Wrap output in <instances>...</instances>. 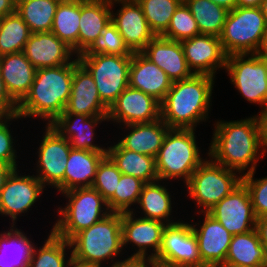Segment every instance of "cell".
Masks as SVG:
<instances>
[{
    "instance_id": "38",
    "label": "cell",
    "mask_w": 267,
    "mask_h": 267,
    "mask_svg": "<svg viewBox=\"0 0 267 267\" xmlns=\"http://www.w3.org/2000/svg\"><path fill=\"white\" fill-rule=\"evenodd\" d=\"M151 31L155 36H162L170 25L175 10L183 0H136Z\"/></svg>"
},
{
    "instance_id": "2",
    "label": "cell",
    "mask_w": 267,
    "mask_h": 267,
    "mask_svg": "<svg viewBox=\"0 0 267 267\" xmlns=\"http://www.w3.org/2000/svg\"><path fill=\"white\" fill-rule=\"evenodd\" d=\"M215 77L194 74L174 81L160 102V118L169 128L195 129L210 118ZM211 109V110H210Z\"/></svg>"
},
{
    "instance_id": "9",
    "label": "cell",
    "mask_w": 267,
    "mask_h": 267,
    "mask_svg": "<svg viewBox=\"0 0 267 267\" xmlns=\"http://www.w3.org/2000/svg\"><path fill=\"white\" fill-rule=\"evenodd\" d=\"M77 58L92 75L101 101L109 108L129 86L132 55L80 54Z\"/></svg>"
},
{
    "instance_id": "26",
    "label": "cell",
    "mask_w": 267,
    "mask_h": 267,
    "mask_svg": "<svg viewBox=\"0 0 267 267\" xmlns=\"http://www.w3.org/2000/svg\"><path fill=\"white\" fill-rule=\"evenodd\" d=\"M36 68L23 52L0 56V72L10 97L19 104L30 91Z\"/></svg>"
},
{
    "instance_id": "50",
    "label": "cell",
    "mask_w": 267,
    "mask_h": 267,
    "mask_svg": "<svg viewBox=\"0 0 267 267\" xmlns=\"http://www.w3.org/2000/svg\"><path fill=\"white\" fill-rule=\"evenodd\" d=\"M14 169V167L0 162V192L4 187L8 176Z\"/></svg>"
},
{
    "instance_id": "23",
    "label": "cell",
    "mask_w": 267,
    "mask_h": 267,
    "mask_svg": "<svg viewBox=\"0 0 267 267\" xmlns=\"http://www.w3.org/2000/svg\"><path fill=\"white\" fill-rule=\"evenodd\" d=\"M141 53L162 69L173 82L194 75L188 67L181 42L155 36Z\"/></svg>"
},
{
    "instance_id": "24",
    "label": "cell",
    "mask_w": 267,
    "mask_h": 267,
    "mask_svg": "<svg viewBox=\"0 0 267 267\" xmlns=\"http://www.w3.org/2000/svg\"><path fill=\"white\" fill-rule=\"evenodd\" d=\"M173 81L141 52H133L129 69V87L141 90L161 102Z\"/></svg>"
},
{
    "instance_id": "45",
    "label": "cell",
    "mask_w": 267,
    "mask_h": 267,
    "mask_svg": "<svg viewBox=\"0 0 267 267\" xmlns=\"http://www.w3.org/2000/svg\"><path fill=\"white\" fill-rule=\"evenodd\" d=\"M18 104L8 94L0 72V116L17 114Z\"/></svg>"
},
{
    "instance_id": "11",
    "label": "cell",
    "mask_w": 267,
    "mask_h": 267,
    "mask_svg": "<svg viewBox=\"0 0 267 267\" xmlns=\"http://www.w3.org/2000/svg\"><path fill=\"white\" fill-rule=\"evenodd\" d=\"M44 131L35 153L38 154L35 176L45 187L51 186L49 188H54L61 194L64 193V173L72 147L50 125H45Z\"/></svg>"
},
{
    "instance_id": "44",
    "label": "cell",
    "mask_w": 267,
    "mask_h": 267,
    "mask_svg": "<svg viewBox=\"0 0 267 267\" xmlns=\"http://www.w3.org/2000/svg\"><path fill=\"white\" fill-rule=\"evenodd\" d=\"M256 171L242 176V183L247 187L256 218L267 215V176L255 178Z\"/></svg>"
},
{
    "instance_id": "41",
    "label": "cell",
    "mask_w": 267,
    "mask_h": 267,
    "mask_svg": "<svg viewBox=\"0 0 267 267\" xmlns=\"http://www.w3.org/2000/svg\"><path fill=\"white\" fill-rule=\"evenodd\" d=\"M81 54L132 55L116 26L110 22L93 44Z\"/></svg>"
},
{
    "instance_id": "36",
    "label": "cell",
    "mask_w": 267,
    "mask_h": 267,
    "mask_svg": "<svg viewBox=\"0 0 267 267\" xmlns=\"http://www.w3.org/2000/svg\"><path fill=\"white\" fill-rule=\"evenodd\" d=\"M192 13L200 34L220 36L228 10L210 0H183Z\"/></svg>"
},
{
    "instance_id": "29",
    "label": "cell",
    "mask_w": 267,
    "mask_h": 267,
    "mask_svg": "<svg viewBox=\"0 0 267 267\" xmlns=\"http://www.w3.org/2000/svg\"><path fill=\"white\" fill-rule=\"evenodd\" d=\"M107 152L71 149L64 173V192L91 187L100 161Z\"/></svg>"
},
{
    "instance_id": "48",
    "label": "cell",
    "mask_w": 267,
    "mask_h": 267,
    "mask_svg": "<svg viewBox=\"0 0 267 267\" xmlns=\"http://www.w3.org/2000/svg\"><path fill=\"white\" fill-rule=\"evenodd\" d=\"M16 11V4L12 0H0V18Z\"/></svg>"
},
{
    "instance_id": "51",
    "label": "cell",
    "mask_w": 267,
    "mask_h": 267,
    "mask_svg": "<svg viewBox=\"0 0 267 267\" xmlns=\"http://www.w3.org/2000/svg\"><path fill=\"white\" fill-rule=\"evenodd\" d=\"M255 54L262 59H267V29L264 35L262 36L260 46Z\"/></svg>"
},
{
    "instance_id": "52",
    "label": "cell",
    "mask_w": 267,
    "mask_h": 267,
    "mask_svg": "<svg viewBox=\"0 0 267 267\" xmlns=\"http://www.w3.org/2000/svg\"><path fill=\"white\" fill-rule=\"evenodd\" d=\"M219 6L226 8L228 11L237 7V0H210Z\"/></svg>"
},
{
    "instance_id": "18",
    "label": "cell",
    "mask_w": 267,
    "mask_h": 267,
    "mask_svg": "<svg viewBox=\"0 0 267 267\" xmlns=\"http://www.w3.org/2000/svg\"><path fill=\"white\" fill-rule=\"evenodd\" d=\"M201 214L204 215L203 222L199 220L198 223H193V217V221L191 220L201 260L206 267H221L225 264L233 235L207 212Z\"/></svg>"
},
{
    "instance_id": "16",
    "label": "cell",
    "mask_w": 267,
    "mask_h": 267,
    "mask_svg": "<svg viewBox=\"0 0 267 267\" xmlns=\"http://www.w3.org/2000/svg\"><path fill=\"white\" fill-rule=\"evenodd\" d=\"M107 119L114 125L119 123V127L154 122L160 119V102L128 86L108 108Z\"/></svg>"
},
{
    "instance_id": "47",
    "label": "cell",
    "mask_w": 267,
    "mask_h": 267,
    "mask_svg": "<svg viewBox=\"0 0 267 267\" xmlns=\"http://www.w3.org/2000/svg\"><path fill=\"white\" fill-rule=\"evenodd\" d=\"M255 229L267 253V215L257 218Z\"/></svg>"
},
{
    "instance_id": "49",
    "label": "cell",
    "mask_w": 267,
    "mask_h": 267,
    "mask_svg": "<svg viewBox=\"0 0 267 267\" xmlns=\"http://www.w3.org/2000/svg\"><path fill=\"white\" fill-rule=\"evenodd\" d=\"M110 267H155V263L153 261L128 260L120 265Z\"/></svg>"
},
{
    "instance_id": "37",
    "label": "cell",
    "mask_w": 267,
    "mask_h": 267,
    "mask_svg": "<svg viewBox=\"0 0 267 267\" xmlns=\"http://www.w3.org/2000/svg\"><path fill=\"white\" fill-rule=\"evenodd\" d=\"M31 34L17 11L3 17L0 26V56L23 52Z\"/></svg>"
},
{
    "instance_id": "13",
    "label": "cell",
    "mask_w": 267,
    "mask_h": 267,
    "mask_svg": "<svg viewBox=\"0 0 267 267\" xmlns=\"http://www.w3.org/2000/svg\"><path fill=\"white\" fill-rule=\"evenodd\" d=\"M154 263L206 267L201 260L191 221L166 224Z\"/></svg>"
},
{
    "instance_id": "42",
    "label": "cell",
    "mask_w": 267,
    "mask_h": 267,
    "mask_svg": "<svg viewBox=\"0 0 267 267\" xmlns=\"http://www.w3.org/2000/svg\"><path fill=\"white\" fill-rule=\"evenodd\" d=\"M121 174L116 164L106 155L98 165L91 187L96 189L108 201L114 195Z\"/></svg>"
},
{
    "instance_id": "12",
    "label": "cell",
    "mask_w": 267,
    "mask_h": 267,
    "mask_svg": "<svg viewBox=\"0 0 267 267\" xmlns=\"http://www.w3.org/2000/svg\"><path fill=\"white\" fill-rule=\"evenodd\" d=\"M21 174L18 168L14 169L0 192V215L9 217L10 227L17 226L18 217L29 213L47 188L34 174Z\"/></svg>"
},
{
    "instance_id": "39",
    "label": "cell",
    "mask_w": 267,
    "mask_h": 267,
    "mask_svg": "<svg viewBox=\"0 0 267 267\" xmlns=\"http://www.w3.org/2000/svg\"><path fill=\"white\" fill-rule=\"evenodd\" d=\"M145 182L131 175L121 174L114 195L107 201L111 212H131V206L137 205Z\"/></svg>"
},
{
    "instance_id": "35",
    "label": "cell",
    "mask_w": 267,
    "mask_h": 267,
    "mask_svg": "<svg viewBox=\"0 0 267 267\" xmlns=\"http://www.w3.org/2000/svg\"><path fill=\"white\" fill-rule=\"evenodd\" d=\"M60 1L22 0L16 5V11L27 24L31 33L49 32Z\"/></svg>"
},
{
    "instance_id": "55",
    "label": "cell",
    "mask_w": 267,
    "mask_h": 267,
    "mask_svg": "<svg viewBox=\"0 0 267 267\" xmlns=\"http://www.w3.org/2000/svg\"><path fill=\"white\" fill-rule=\"evenodd\" d=\"M155 267H196V266H185V265H172L165 263H155Z\"/></svg>"
},
{
    "instance_id": "58",
    "label": "cell",
    "mask_w": 267,
    "mask_h": 267,
    "mask_svg": "<svg viewBox=\"0 0 267 267\" xmlns=\"http://www.w3.org/2000/svg\"><path fill=\"white\" fill-rule=\"evenodd\" d=\"M16 5L22 0H12Z\"/></svg>"
},
{
    "instance_id": "6",
    "label": "cell",
    "mask_w": 267,
    "mask_h": 267,
    "mask_svg": "<svg viewBox=\"0 0 267 267\" xmlns=\"http://www.w3.org/2000/svg\"><path fill=\"white\" fill-rule=\"evenodd\" d=\"M61 194L67 201L64 207L56 206L58 218L51 231L67 241L111 213L107 201L92 187L74 188Z\"/></svg>"
},
{
    "instance_id": "19",
    "label": "cell",
    "mask_w": 267,
    "mask_h": 267,
    "mask_svg": "<svg viewBox=\"0 0 267 267\" xmlns=\"http://www.w3.org/2000/svg\"><path fill=\"white\" fill-rule=\"evenodd\" d=\"M181 45L188 67L194 74L215 77L217 70H225L227 55L218 36L199 34L181 41Z\"/></svg>"
},
{
    "instance_id": "54",
    "label": "cell",
    "mask_w": 267,
    "mask_h": 267,
    "mask_svg": "<svg viewBox=\"0 0 267 267\" xmlns=\"http://www.w3.org/2000/svg\"><path fill=\"white\" fill-rule=\"evenodd\" d=\"M260 8L262 10L263 16L265 18V23H266V26H267V0H263L262 1V4H261Z\"/></svg>"
},
{
    "instance_id": "8",
    "label": "cell",
    "mask_w": 267,
    "mask_h": 267,
    "mask_svg": "<svg viewBox=\"0 0 267 267\" xmlns=\"http://www.w3.org/2000/svg\"><path fill=\"white\" fill-rule=\"evenodd\" d=\"M266 29L260 7H236L230 10L219 36L225 54H255Z\"/></svg>"
},
{
    "instance_id": "14",
    "label": "cell",
    "mask_w": 267,
    "mask_h": 267,
    "mask_svg": "<svg viewBox=\"0 0 267 267\" xmlns=\"http://www.w3.org/2000/svg\"><path fill=\"white\" fill-rule=\"evenodd\" d=\"M137 215L133 212L122 213L123 249L131 244L134 247L132 249H135V252L127 257L128 260L154 261L161 246L166 224L140 216L137 218Z\"/></svg>"
},
{
    "instance_id": "32",
    "label": "cell",
    "mask_w": 267,
    "mask_h": 267,
    "mask_svg": "<svg viewBox=\"0 0 267 267\" xmlns=\"http://www.w3.org/2000/svg\"><path fill=\"white\" fill-rule=\"evenodd\" d=\"M34 244L18 227L0 232V267H28Z\"/></svg>"
},
{
    "instance_id": "20",
    "label": "cell",
    "mask_w": 267,
    "mask_h": 267,
    "mask_svg": "<svg viewBox=\"0 0 267 267\" xmlns=\"http://www.w3.org/2000/svg\"><path fill=\"white\" fill-rule=\"evenodd\" d=\"M102 121H108L107 116L62 113L50 126L66 138L73 149L107 152V147L94 143L96 127L99 123L101 125Z\"/></svg>"
},
{
    "instance_id": "56",
    "label": "cell",
    "mask_w": 267,
    "mask_h": 267,
    "mask_svg": "<svg viewBox=\"0 0 267 267\" xmlns=\"http://www.w3.org/2000/svg\"><path fill=\"white\" fill-rule=\"evenodd\" d=\"M69 267H95V266H88V265H81L75 262H72Z\"/></svg>"
},
{
    "instance_id": "15",
    "label": "cell",
    "mask_w": 267,
    "mask_h": 267,
    "mask_svg": "<svg viewBox=\"0 0 267 267\" xmlns=\"http://www.w3.org/2000/svg\"><path fill=\"white\" fill-rule=\"evenodd\" d=\"M207 213L219 221L232 235L243 234L256 227L257 218L253 211L248 189L243 183Z\"/></svg>"
},
{
    "instance_id": "30",
    "label": "cell",
    "mask_w": 267,
    "mask_h": 267,
    "mask_svg": "<svg viewBox=\"0 0 267 267\" xmlns=\"http://www.w3.org/2000/svg\"><path fill=\"white\" fill-rule=\"evenodd\" d=\"M107 155L122 174L137 177L145 183L159 180L155 158L152 156L124 149L118 142L107 146Z\"/></svg>"
},
{
    "instance_id": "31",
    "label": "cell",
    "mask_w": 267,
    "mask_h": 267,
    "mask_svg": "<svg viewBox=\"0 0 267 267\" xmlns=\"http://www.w3.org/2000/svg\"><path fill=\"white\" fill-rule=\"evenodd\" d=\"M225 264L267 267V253L256 229L233 235Z\"/></svg>"
},
{
    "instance_id": "1",
    "label": "cell",
    "mask_w": 267,
    "mask_h": 267,
    "mask_svg": "<svg viewBox=\"0 0 267 267\" xmlns=\"http://www.w3.org/2000/svg\"><path fill=\"white\" fill-rule=\"evenodd\" d=\"M214 122L212 140L205 155L226 168L238 171L242 176L256 171L257 162L266 156L256 117Z\"/></svg>"
},
{
    "instance_id": "53",
    "label": "cell",
    "mask_w": 267,
    "mask_h": 267,
    "mask_svg": "<svg viewBox=\"0 0 267 267\" xmlns=\"http://www.w3.org/2000/svg\"><path fill=\"white\" fill-rule=\"evenodd\" d=\"M263 0H237V7H260Z\"/></svg>"
},
{
    "instance_id": "5",
    "label": "cell",
    "mask_w": 267,
    "mask_h": 267,
    "mask_svg": "<svg viewBox=\"0 0 267 267\" xmlns=\"http://www.w3.org/2000/svg\"><path fill=\"white\" fill-rule=\"evenodd\" d=\"M195 129L170 128L155 158L159 180H183L187 183L205 160L200 154ZM200 148V149H199Z\"/></svg>"
},
{
    "instance_id": "27",
    "label": "cell",
    "mask_w": 267,
    "mask_h": 267,
    "mask_svg": "<svg viewBox=\"0 0 267 267\" xmlns=\"http://www.w3.org/2000/svg\"><path fill=\"white\" fill-rule=\"evenodd\" d=\"M111 22V1L80 0L78 55L84 53L101 36Z\"/></svg>"
},
{
    "instance_id": "7",
    "label": "cell",
    "mask_w": 267,
    "mask_h": 267,
    "mask_svg": "<svg viewBox=\"0 0 267 267\" xmlns=\"http://www.w3.org/2000/svg\"><path fill=\"white\" fill-rule=\"evenodd\" d=\"M199 165L184 184L198 214L207 212L242 183V175L214 162L210 157Z\"/></svg>"
},
{
    "instance_id": "3",
    "label": "cell",
    "mask_w": 267,
    "mask_h": 267,
    "mask_svg": "<svg viewBox=\"0 0 267 267\" xmlns=\"http://www.w3.org/2000/svg\"><path fill=\"white\" fill-rule=\"evenodd\" d=\"M74 74V60L57 67L36 70L30 91L18 104L17 114L23 119L38 118L50 125L68 104Z\"/></svg>"
},
{
    "instance_id": "33",
    "label": "cell",
    "mask_w": 267,
    "mask_h": 267,
    "mask_svg": "<svg viewBox=\"0 0 267 267\" xmlns=\"http://www.w3.org/2000/svg\"><path fill=\"white\" fill-rule=\"evenodd\" d=\"M80 0L60 1L55 12L51 32L65 42L78 56Z\"/></svg>"
},
{
    "instance_id": "34",
    "label": "cell",
    "mask_w": 267,
    "mask_h": 267,
    "mask_svg": "<svg viewBox=\"0 0 267 267\" xmlns=\"http://www.w3.org/2000/svg\"><path fill=\"white\" fill-rule=\"evenodd\" d=\"M69 252L70 256L67 255ZM72 262L69 241L50 231L42 246L38 248L34 244L28 267H69Z\"/></svg>"
},
{
    "instance_id": "4",
    "label": "cell",
    "mask_w": 267,
    "mask_h": 267,
    "mask_svg": "<svg viewBox=\"0 0 267 267\" xmlns=\"http://www.w3.org/2000/svg\"><path fill=\"white\" fill-rule=\"evenodd\" d=\"M69 244L73 262L81 265L104 267L107 263L106 267H110L128 261L127 258L116 259L120 254L124 255L122 213L111 212L89 228L78 232L69 240Z\"/></svg>"
},
{
    "instance_id": "17",
    "label": "cell",
    "mask_w": 267,
    "mask_h": 267,
    "mask_svg": "<svg viewBox=\"0 0 267 267\" xmlns=\"http://www.w3.org/2000/svg\"><path fill=\"white\" fill-rule=\"evenodd\" d=\"M115 5L120 7L114 12ZM111 22L132 52H141L155 37L136 0H112Z\"/></svg>"
},
{
    "instance_id": "22",
    "label": "cell",
    "mask_w": 267,
    "mask_h": 267,
    "mask_svg": "<svg viewBox=\"0 0 267 267\" xmlns=\"http://www.w3.org/2000/svg\"><path fill=\"white\" fill-rule=\"evenodd\" d=\"M23 53L36 69L65 65L76 56L72 48L51 31L32 33Z\"/></svg>"
},
{
    "instance_id": "25",
    "label": "cell",
    "mask_w": 267,
    "mask_h": 267,
    "mask_svg": "<svg viewBox=\"0 0 267 267\" xmlns=\"http://www.w3.org/2000/svg\"><path fill=\"white\" fill-rule=\"evenodd\" d=\"M120 128L121 130H129L118 140V143L124 149L154 158L158 155L164 138L170 129L161 118L150 123H134Z\"/></svg>"
},
{
    "instance_id": "57",
    "label": "cell",
    "mask_w": 267,
    "mask_h": 267,
    "mask_svg": "<svg viewBox=\"0 0 267 267\" xmlns=\"http://www.w3.org/2000/svg\"><path fill=\"white\" fill-rule=\"evenodd\" d=\"M221 267H250V266H244V265H233V264H224Z\"/></svg>"
},
{
    "instance_id": "43",
    "label": "cell",
    "mask_w": 267,
    "mask_h": 267,
    "mask_svg": "<svg viewBox=\"0 0 267 267\" xmlns=\"http://www.w3.org/2000/svg\"><path fill=\"white\" fill-rule=\"evenodd\" d=\"M14 119L21 120V117L18 114L0 116V162L17 169L19 164L17 159H19V156L17 155V149H15V143L18 140H15L17 137H13L14 134L12 132L14 131H11L12 129L9 127L12 124V121L15 122Z\"/></svg>"
},
{
    "instance_id": "10",
    "label": "cell",
    "mask_w": 267,
    "mask_h": 267,
    "mask_svg": "<svg viewBox=\"0 0 267 267\" xmlns=\"http://www.w3.org/2000/svg\"><path fill=\"white\" fill-rule=\"evenodd\" d=\"M225 73L237 92L261 109L267 106V59L256 54L227 56Z\"/></svg>"
},
{
    "instance_id": "46",
    "label": "cell",
    "mask_w": 267,
    "mask_h": 267,
    "mask_svg": "<svg viewBox=\"0 0 267 267\" xmlns=\"http://www.w3.org/2000/svg\"><path fill=\"white\" fill-rule=\"evenodd\" d=\"M259 113V114H258ZM255 117L258 125L259 138L262 148L267 153V106L258 112Z\"/></svg>"
},
{
    "instance_id": "21",
    "label": "cell",
    "mask_w": 267,
    "mask_h": 267,
    "mask_svg": "<svg viewBox=\"0 0 267 267\" xmlns=\"http://www.w3.org/2000/svg\"><path fill=\"white\" fill-rule=\"evenodd\" d=\"M63 113L107 116L108 107L101 101L95 81L89 71L74 59V74L71 94Z\"/></svg>"
},
{
    "instance_id": "40",
    "label": "cell",
    "mask_w": 267,
    "mask_h": 267,
    "mask_svg": "<svg viewBox=\"0 0 267 267\" xmlns=\"http://www.w3.org/2000/svg\"><path fill=\"white\" fill-rule=\"evenodd\" d=\"M197 23L187 5L182 2L173 14L170 25L162 37L181 42L199 35Z\"/></svg>"
},
{
    "instance_id": "28",
    "label": "cell",
    "mask_w": 267,
    "mask_h": 267,
    "mask_svg": "<svg viewBox=\"0 0 267 267\" xmlns=\"http://www.w3.org/2000/svg\"><path fill=\"white\" fill-rule=\"evenodd\" d=\"M164 183L166 184V181L161 182V180L145 183L137 207L136 209L133 208L131 212L134 214L138 212L140 215H143L140 216L142 218L157 220L164 224H171L179 221L172 219L174 218V215H172V198L174 197ZM137 208H139V210L141 209V212L135 211Z\"/></svg>"
}]
</instances>
